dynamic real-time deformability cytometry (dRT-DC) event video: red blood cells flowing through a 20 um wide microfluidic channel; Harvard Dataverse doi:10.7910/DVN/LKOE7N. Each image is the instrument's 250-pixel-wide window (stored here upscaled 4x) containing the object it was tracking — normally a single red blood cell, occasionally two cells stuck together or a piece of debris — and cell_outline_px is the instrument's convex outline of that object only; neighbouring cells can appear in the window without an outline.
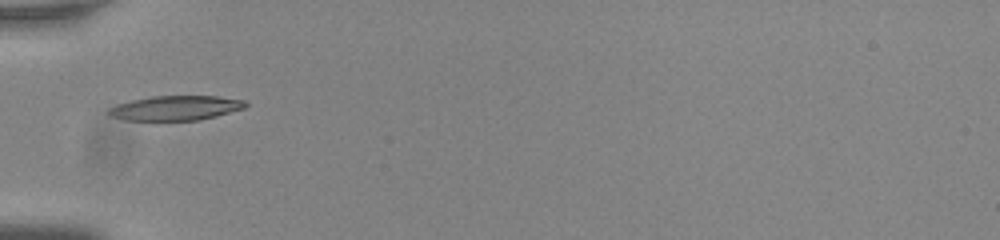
{"species": "common noctule bat (a hibernating species)", "species_latin": "Nyctalus noctula", "temperature_condition": "room temperature", "stored_images_in_passage": 36, "camera_frame_rate_fps": 3000, "um_per_image_px": 0.085, "animal": {"sex": "male", "body_mass_g": 20.0, "forearm_length_mm": 53.3}, "frame": {"image": 1, "passage_image": 1, "time_ms": 0.0, "image_size_px": [1000, 240], "cell_outline_px": [[248, 104], [244, 108], [216, 116], [200, 120], [124, 120], [112, 116], [108, 112], [116, 104], [132, 100], [152, 96], [216, 96], [244, 100]], "centroid_in_image_um": [14.96, 9.17], "position_along_channel_um": 70.0, "area_um2": 19.42}}
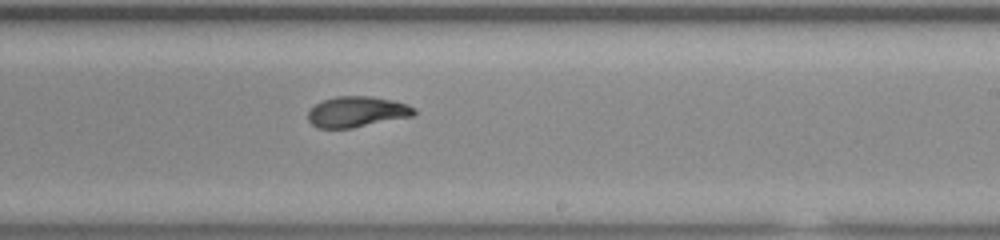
{"frame": {"image": 2, "passage_image": 16, "time_ms": 5.0, "image_size_px": [1000, 240], "cell_outline_px": [[416, 112], [412, 116], [352, 128], [316, 128], [308, 120], [308, 112], [316, 104], [324, 100], [336, 96], [372, 96], [392, 100], [408, 104], [416, 108]], "centroid_in_image_um": [30.35, 9.5], "position_along_channel_um": 258.7, "area_um2": 18.96}}
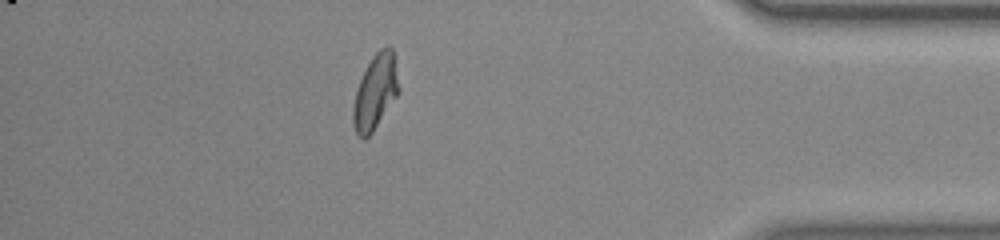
{"frame": {"image": 3, "passage_image": 30, "time_ms": 9.667, "image_size_px": [1000, 240], "cell_outline_px": [[400, 92], [372, 132], [364, 140], [356, 132], [352, 120], [352, 108], [356, 92], [360, 80], [372, 56], [380, 48], [388, 44], [392, 48], [400, 88]], "centroid_in_image_um": [31.91, 7.8], "position_along_channel_um": 403.3, "area_um2": 19.83}, "authors_computed_cell_mechanics": {"area_um2": 19.4208, "velocity_mm_per_s": 3.7951, "shape_relaxation_time_tau1_ms": 5.0142, "shape_relaxation_time_tau2_ms": 1.3768, "deformation_change_tau1": 0.1938, "deformation_change_tau2": 0.0708}}